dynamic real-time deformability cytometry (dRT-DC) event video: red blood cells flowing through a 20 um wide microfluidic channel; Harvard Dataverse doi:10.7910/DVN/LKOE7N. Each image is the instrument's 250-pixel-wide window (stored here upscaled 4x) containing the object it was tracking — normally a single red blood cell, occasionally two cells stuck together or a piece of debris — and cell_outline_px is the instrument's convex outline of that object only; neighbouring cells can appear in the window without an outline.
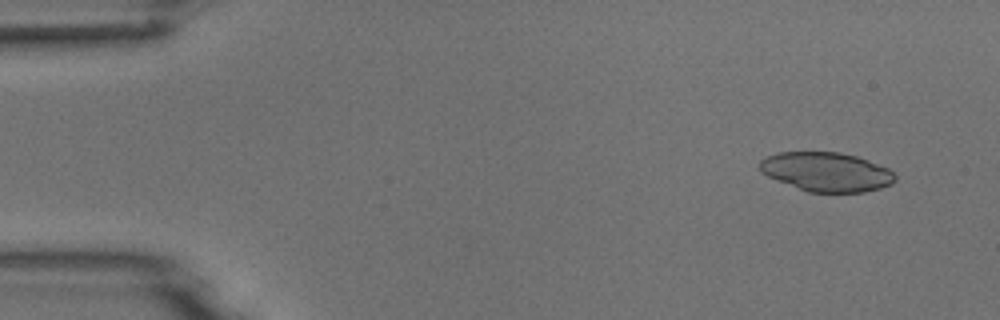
{"species": "common noctule bat (a hibernating species)", "species_latin": "Nyctalus noctula", "temperature_condition": "room temperature", "stored_images_in_passage": 5, "camera_frame_rate_fps": 3000, "um_per_image_px": 0.085, "animal": {"sex": "male", "body_mass_g": 18.8}, "frame": {"image": 1, "passage_image": 2, "time_ms": 1.0, "image_size_px": [1000, 320], "cell_outline_px": [[896, 180], [892, 184], [880, 188], [864, 192], [808, 192], [776, 180], [760, 172], [760, 160], [768, 156], [780, 152], [840, 152], [856, 156], [868, 160], [888, 168], [896, 176]], "centroid_in_image_um": [70.26, 14.61], "position_along_channel_um": 14.7, "area_um2": 30.87}}